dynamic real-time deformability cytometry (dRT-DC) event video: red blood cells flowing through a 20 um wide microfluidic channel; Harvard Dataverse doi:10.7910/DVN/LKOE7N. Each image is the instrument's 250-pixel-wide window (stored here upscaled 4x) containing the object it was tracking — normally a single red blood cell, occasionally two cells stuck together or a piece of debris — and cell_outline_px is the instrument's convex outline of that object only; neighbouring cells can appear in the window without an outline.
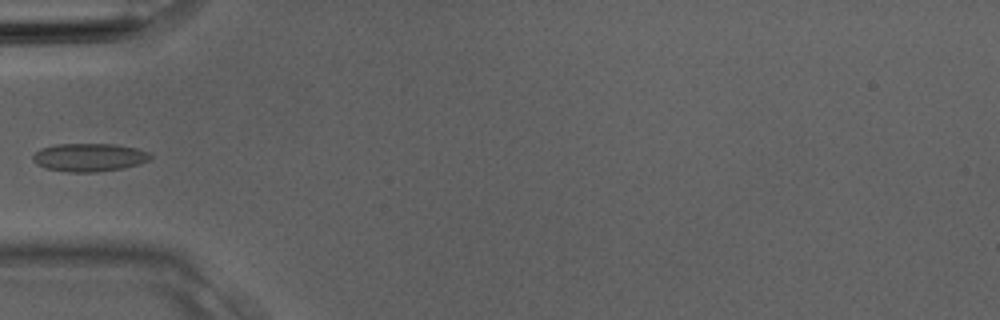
{"species": "Egyptian fruit bat (a non-hibernating species)", "species_latin": "Rousettus aegyptiacus", "temperature_condition": "room temperature", "stored_images_in_passage": 2, "camera_frame_rate_fps": 3000, "um_per_image_px": 0.085, "animal": {"sex": "male"}, "frame": {"image": 1, "passage_image": 2, "time_ms": 0.333, "image_size_px": [1000, 320], "cell_outline_px": [[152, 156], [148, 160], [140, 164], [124, 168], [96, 172], [68, 172], [44, 168], [36, 164], [32, 160], [32, 156], [40, 148], [56, 144], [116, 144], [136, 148], [152, 152]], "centroid_in_image_um": [7.59, 13.37], "position_along_channel_um": 77.4, "area_um2": 19.54}}